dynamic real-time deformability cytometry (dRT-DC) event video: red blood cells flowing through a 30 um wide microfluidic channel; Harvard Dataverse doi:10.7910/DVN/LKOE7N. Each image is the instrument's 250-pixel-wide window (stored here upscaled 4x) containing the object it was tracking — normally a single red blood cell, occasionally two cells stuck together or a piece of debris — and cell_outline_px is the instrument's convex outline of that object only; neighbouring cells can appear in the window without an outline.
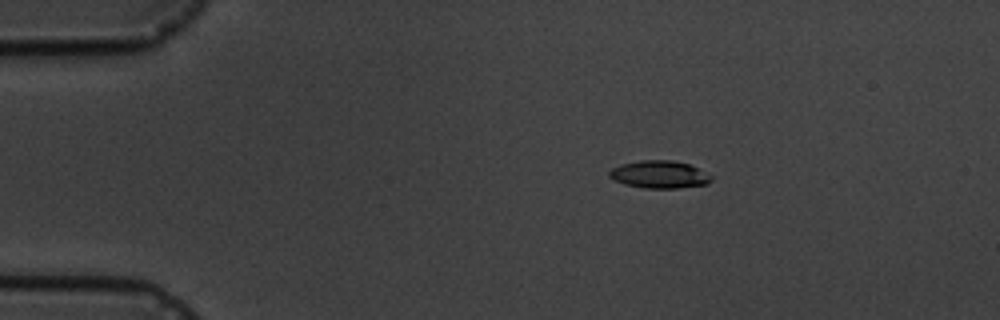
{"species": "common noctule bat (a hibernating species)", "species_latin": "Nyctalus noctula", "temperature_condition": "cold", "stored_images_in_passage": 6, "camera_frame_rate_fps": 3000, "um_per_image_px": 0.085, "animal": {"sex": "male", "body_mass_g": 19.5, "forearm_length_mm": 54.6}, "frame": {"image": 1, "passage_image": 4, "time_ms": 3.333, "image_size_px": [1000, 320], "cell_outline_px": [[712, 180], [708, 184], [676, 188], [644, 188], [624, 184], [608, 176], [608, 172], [612, 168], [620, 164], [640, 160], [672, 160], [688, 164], [712, 176]], "centroid_in_image_um": [56.02, 14.83], "position_along_channel_um": 29.0, "area_um2": 16.3}}